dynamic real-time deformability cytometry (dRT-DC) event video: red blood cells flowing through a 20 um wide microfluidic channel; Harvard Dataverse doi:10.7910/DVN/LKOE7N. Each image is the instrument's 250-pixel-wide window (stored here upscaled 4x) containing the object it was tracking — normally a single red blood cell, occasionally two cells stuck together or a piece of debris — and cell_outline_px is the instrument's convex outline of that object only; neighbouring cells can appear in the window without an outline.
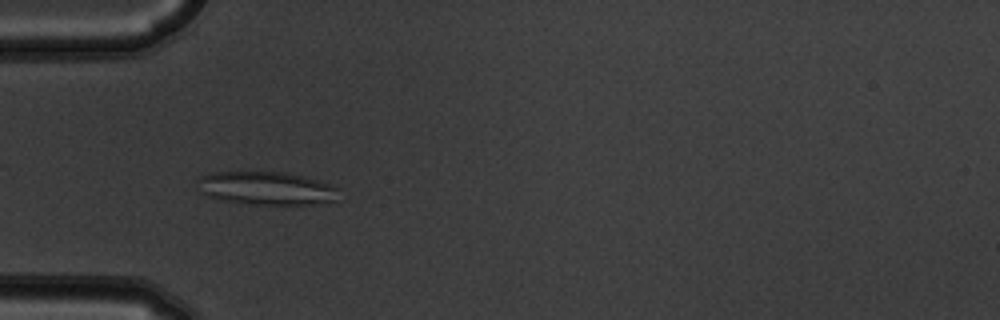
{"species": "common noctule bat (a hibernating species)", "species_latin": "Nyctalus noctula", "temperature_condition": "warm", "stored_images_in_passage": 5, "camera_frame_rate_fps": 3000, "um_per_image_px": 0.085, "animal": {"sex": "male", "body_mass_g": 19.5, "forearm_length_mm": 54.6}, "frame": {"image": 1, "passage_image": 4, "time_ms": 1.0, "image_size_px": [1000, 320], "cell_outline_px": [[336, 200], [312, 204], [248, 204], [220, 200], [208, 196], [200, 192], [196, 180], [200, 176], [212, 172], [284, 172], [304, 176], [328, 184], [336, 188]], "centroid_in_image_um": [22.55, 16.0], "position_along_channel_um": 62.5, "area_um2": 27.17}}
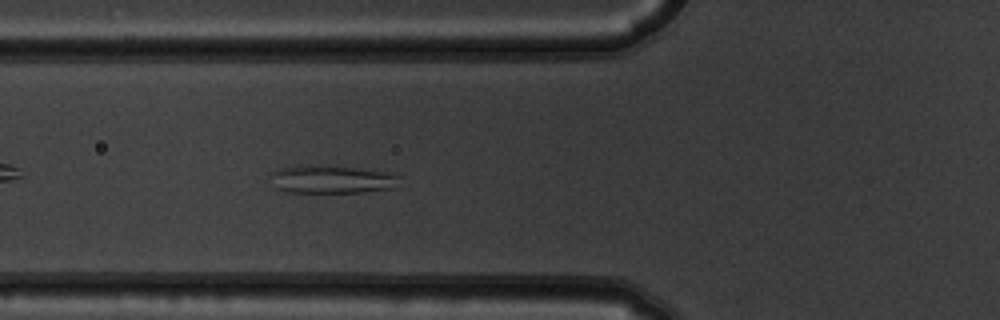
{"frame": {"image": 2, "passage_image": 5, "time_ms": 1.333, "image_size_px": [1000, 320], "cell_outline_px": [[400, 176], [392, 188], [364, 192], [288, 192], [276, 188], [268, 176], [272, 172], [280, 168], [296, 164], [312, 164], [356, 168], [392, 172]], "centroid_in_image_um": [28.13, 15.22], "position_along_channel_um": 97.7, "area_um2": 21.33}}